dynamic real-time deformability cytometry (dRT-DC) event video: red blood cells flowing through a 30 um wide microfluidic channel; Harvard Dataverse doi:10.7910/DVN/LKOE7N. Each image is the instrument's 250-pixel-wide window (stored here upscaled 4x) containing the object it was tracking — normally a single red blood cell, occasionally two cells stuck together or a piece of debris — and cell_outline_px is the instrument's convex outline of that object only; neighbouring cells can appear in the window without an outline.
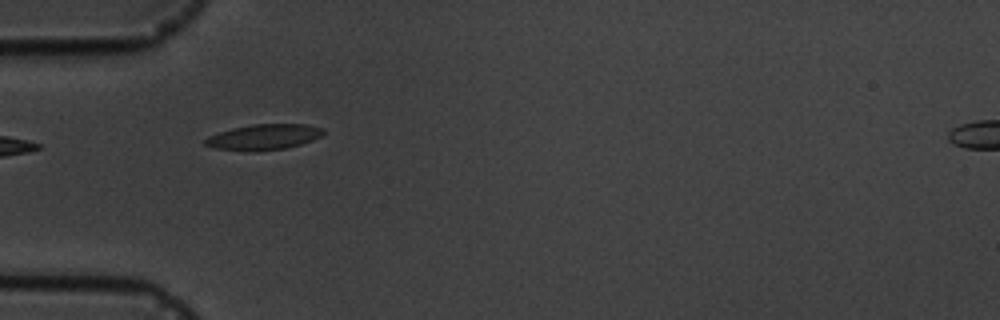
{"species": "common noctule bat (a hibernating species)", "species_latin": "Nyctalus noctula", "temperature_condition": "cold", "stored_images_in_passage": 6, "camera_frame_rate_fps": 3000, "um_per_image_px": 0.085, "animal": {"sex": "male", "body_mass_g": 19.5, "forearm_length_mm": 54.6}, "frame": {"image": 1, "passage_image": 5, "time_ms": 5.667, "image_size_px": [1000, 320], "cell_outline_px": [[324, 132], [320, 136], [312, 140], [300, 144], [284, 148], [212, 148], [204, 144], [204, 140], [208, 136], [232, 128], [252, 124], [308, 124], [324, 128]], "centroid_in_image_um": [22.47, 11.58], "position_along_channel_um": 62.5, "area_um2": 16.65}}
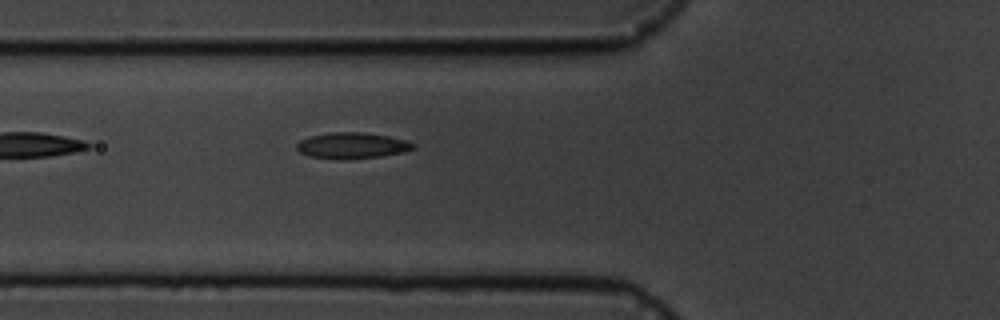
{"frame": {"image": 2, "passage_image": 6, "time_ms": 6.667, "image_size_px": [1000, 320], "cell_outline_px": [[416, 148], [404, 152], [380, 156], [348, 160], [336, 160], [308, 156], [300, 152], [296, 148], [296, 144], [300, 140], [308, 136], [328, 132], [364, 132], [388, 136], [404, 140], [416, 144]], "centroid_in_image_um": [29.89, 12.38], "position_along_channel_um": 95.9, "area_um2": 18.03}}